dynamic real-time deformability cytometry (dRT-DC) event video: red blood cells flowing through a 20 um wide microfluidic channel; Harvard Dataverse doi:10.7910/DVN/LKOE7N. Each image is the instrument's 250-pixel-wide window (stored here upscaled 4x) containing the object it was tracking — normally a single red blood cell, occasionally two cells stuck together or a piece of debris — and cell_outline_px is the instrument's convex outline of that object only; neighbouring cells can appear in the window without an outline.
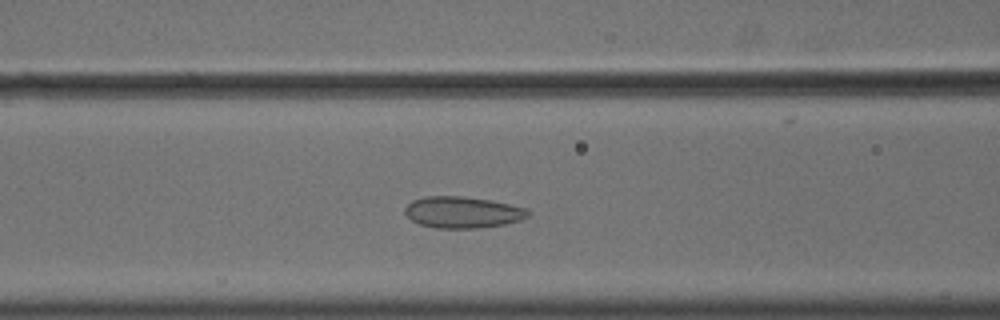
{"species": "common noctule bat (a hibernating species)", "species_latin": "Nyctalus noctula", "temperature_condition": "cold", "stored_images_in_passage": 39, "camera_frame_rate_fps": 3000, "um_per_image_px": 0.085, "animal": {"sex": "male", "body_mass_g": 18.8}, "frame": {"image": 1, "passage_image": 7, "time_ms": 2.0, "image_size_px": [1000, 320], "cell_outline_px": [[532, 212], [528, 216], [520, 220], [504, 224], [476, 228], [436, 228], [420, 224], [412, 220], [404, 212], [404, 208], [412, 200], [424, 196], [464, 196], [492, 200], [524, 208]], "centroid_in_image_um": [39.3, 18.03], "position_along_channel_um": 127.3, "area_um2": 22.54}}
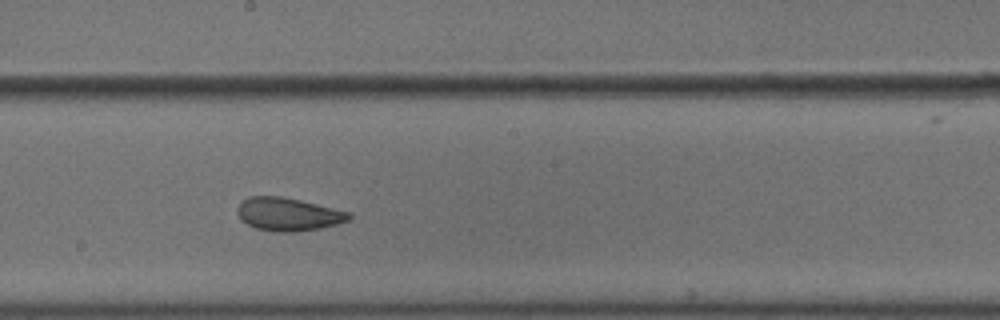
{"frame": {"image": 2, "passage_image": 15, "time_ms": 4.667, "image_size_px": [1000, 320], "cell_outline_px": [[352, 216], [348, 220], [336, 224], [320, 228], [296, 232], [276, 232], [256, 228], [240, 220], [236, 212], [236, 208], [240, 200], [248, 196], [280, 196], [300, 200], [352, 212]], "centroid_in_image_um": [24.46, 18.2], "position_along_channel_um": 223.7, "area_um2": 21.79}}
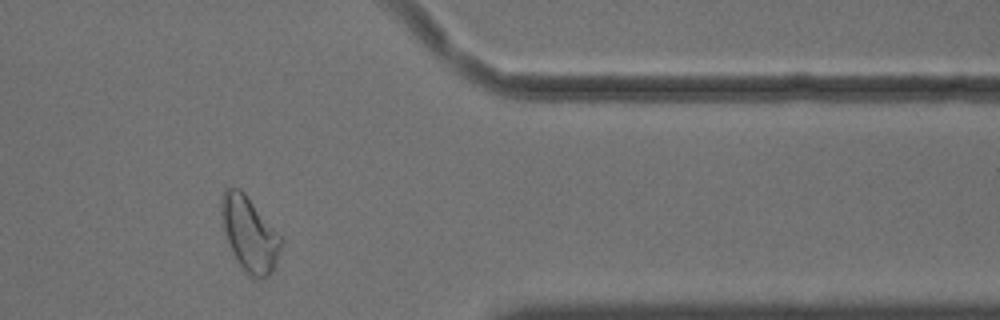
{"frame": {"image": 3, "passage_image": 30, "time_ms": 9.667, "image_size_px": [1000, 320], "cell_outline_px": [[284, 240], [272, 272], [268, 276], [252, 276], [236, 260], [228, 244], [224, 228], [220, 204], [224, 192], [228, 188], [240, 188], [244, 192]], "centroid_in_image_um": [21.22, 19.86], "position_along_channel_um": 390.2, "area_um2": 25.2}, "authors_computed_cell_mechanics": {"area_um2": 22.4264, "velocity_mm_per_s": 3.6115, "shape_relaxation_time_tau1_ms": null, "shape_relaxation_time_tau2_ms": 1.2965, "deformation_change_tau1": null, "deformation_change_tau2": 0.0729}}